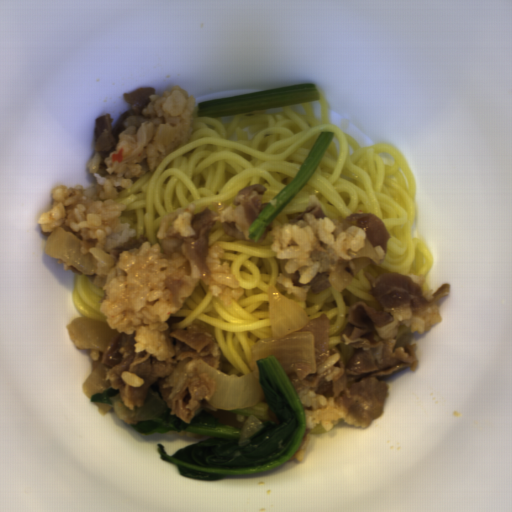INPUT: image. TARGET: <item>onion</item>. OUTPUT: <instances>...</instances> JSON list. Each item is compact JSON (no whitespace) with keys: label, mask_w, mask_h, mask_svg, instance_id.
I'll list each match as a JSON object with an SVG mask.
<instances>
[{"label":"onion","mask_w":512,"mask_h":512,"mask_svg":"<svg viewBox=\"0 0 512 512\" xmlns=\"http://www.w3.org/2000/svg\"><path fill=\"white\" fill-rule=\"evenodd\" d=\"M346 253L348 256H351V261L355 267L357 275L368 265L375 264L379 267L381 263L380 257L369 238L365 239L364 247L362 249L358 251L349 249Z\"/></svg>","instance_id":"onion-6"},{"label":"onion","mask_w":512,"mask_h":512,"mask_svg":"<svg viewBox=\"0 0 512 512\" xmlns=\"http://www.w3.org/2000/svg\"><path fill=\"white\" fill-rule=\"evenodd\" d=\"M269 336L252 345V371L244 376L227 375L198 358L195 373H202L214 385L209 405L220 411L253 407L265 397L256 361L273 355L286 375L296 373L298 380L317 369L330 357L331 324L323 312L310 320L305 309L273 285L268 289Z\"/></svg>","instance_id":"onion-1"},{"label":"onion","mask_w":512,"mask_h":512,"mask_svg":"<svg viewBox=\"0 0 512 512\" xmlns=\"http://www.w3.org/2000/svg\"><path fill=\"white\" fill-rule=\"evenodd\" d=\"M83 392L91 398L95 393H100L105 389L111 388L108 380H106V371L102 362L93 361L92 372L88 378L85 379L83 385Z\"/></svg>","instance_id":"onion-5"},{"label":"onion","mask_w":512,"mask_h":512,"mask_svg":"<svg viewBox=\"0 0 512 512\" xmlns=\"http://www.w3.org/2000/svg\"><path fill=\"white\" fill-rule=\"evenodd\" d=\"M69 341L77 350H96L104 352L111 340L116 336L107 322L85 317L73 318L65 327Z\"/></svg>","instance_id":"onion-3"},{"label":"onion","mask_w":512,"mask_h":512,"mask_svg":"<svg viewBox=\"0 0 512 512\" xmlns=\"http://www.w3.org/2000/svg\"><path fill=\"white\" fill-rule=\"evenodd\" d=\"M109 401L112 405L100 402H94L99 413L102 415L107 414L113 409L118 419L122 420L124 424H134L141 421H152L160 416L166 408V401L162 400L152 390H147L145 402L141 407H136L130 410L121 400L119 394L110 397Z\"/></svg>","instance_id":"onion-4"},{"label":"onion","mask_w":512,"mask_h":512,"mask_svg":"<svg viewBox=\"0 0 512 512\" xmlns=\"http://www.w3.org/2000/svg\"><path fill=\"white\" fill-rule=\"evenodd\" d=\"M264 423L256 416H249L240 430L239 446L249 444L251 438L264 429Z\"/></svg>","instance_id":"onion-7"},{"label":"onion","mask_w":512,"mask_h":512,"mask_svg":"<svg viewBox=\"0 0 512 512\" xmlns=\"http://www.w3.org/2000/svg\"><path fill=\"white\" fill-rule=\"evenodd\" d=\"M352 280V275L343 268L333 270L328 276L330 285L337 292H341L343 289H346L351 284Z\"/></svg>","instance_id":"onion-8"},{"label":"onion","mask_w":512,"mask_h":512,"mask_svg":"<svg viewBox=\"0 0 512 512\" xmlns=\"http://www.w3.org/2000/svg\"><path fill=\"white\" fill-rule=\"evenodd\" d=\"M81 242L82 240L71 231L60 227L48 235L44 251L51 258L61 259L66 265L73 266L79 272L91 276L96 271L98 262L90 252L82 253Z\"/></svg>","instance_id":"onion-2"}]
</instances>
